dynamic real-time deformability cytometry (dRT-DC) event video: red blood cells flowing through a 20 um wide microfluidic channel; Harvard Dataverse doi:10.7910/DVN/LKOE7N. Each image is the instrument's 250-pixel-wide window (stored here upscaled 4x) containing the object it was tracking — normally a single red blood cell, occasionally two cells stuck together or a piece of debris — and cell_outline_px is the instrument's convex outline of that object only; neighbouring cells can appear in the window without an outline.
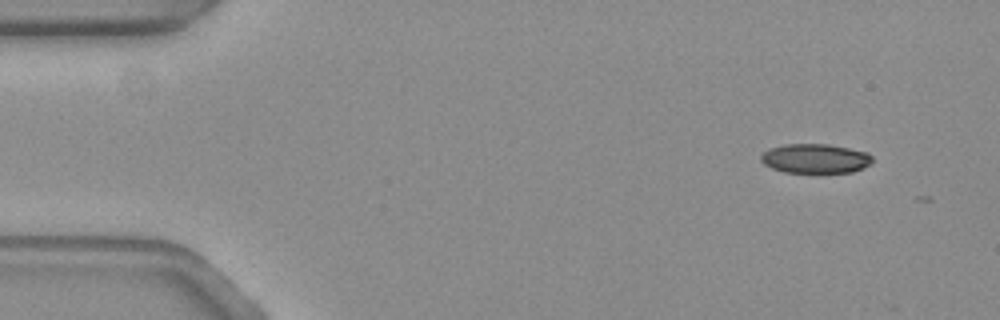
{"species": "common noctule bat (a hibernating species)", "species_latin": "Nyctalus noctula", "temperature_condition": "warm", "stored_images_in_passage": 4, "camera_frame_rate_fps": 3000, "um_per_image_px": 0.085, "animal": {"sex": "female", "body_mass_g": 19.3, "forearm_length_mm": 54.1}, "frame": {"image": 1, "passage_image": 1, "time_ms": 0.0, "image_size_px": [1000, 320], "cell_outline_px": [[872, 160], [868, 164], [852, 172], [784, 172], [772, 168], [764, 164], [760, 160], [760, 156], [768, 148], [784, 144], [828, 144], [868, 152], [872, 156]], "centroid_in_image_um": [69.25, 13.46], "position_along_channel_um": 15.7, "area_um2": 18.96}}